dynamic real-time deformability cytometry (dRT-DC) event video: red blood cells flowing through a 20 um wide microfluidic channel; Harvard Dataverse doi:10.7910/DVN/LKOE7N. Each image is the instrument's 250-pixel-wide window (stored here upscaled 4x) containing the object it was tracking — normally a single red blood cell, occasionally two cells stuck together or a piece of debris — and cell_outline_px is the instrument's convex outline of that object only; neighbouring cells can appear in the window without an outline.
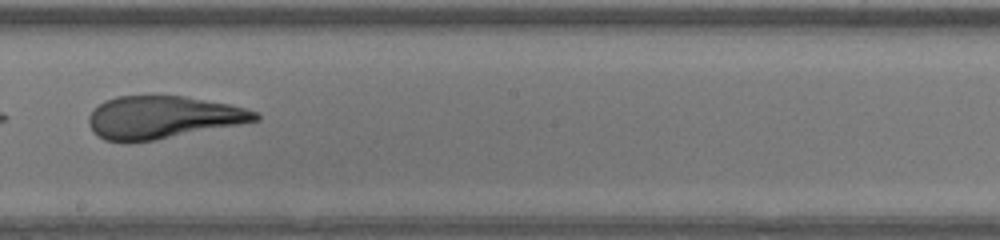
{"species": "human", "species_latin": "Homo sapiens", "temperature_condition": "warm", "stored_images_in_passage": 32, "camera_frame_rate_fps": 3000, "um_per_image_px": 0.085, "donor": {"sex": "male"}, "frame": {"image": 1, "passage_image": 14, "time_ms": 4.333, "image_size_px": [1000, 240], "cell_outline_px": [[260, 120], [156, 140], [128, 144], [104, 140], [92, 132], [88, 124], [88, 116], [104, 100], [116, 96], [184, 96], [228, 104], [244, 108], [256, 112], [260, 116]], "centroid_in_image_um": [13.77, 10.0], "position_along_channel_um": 234.4, "area_um2": 41.5}}
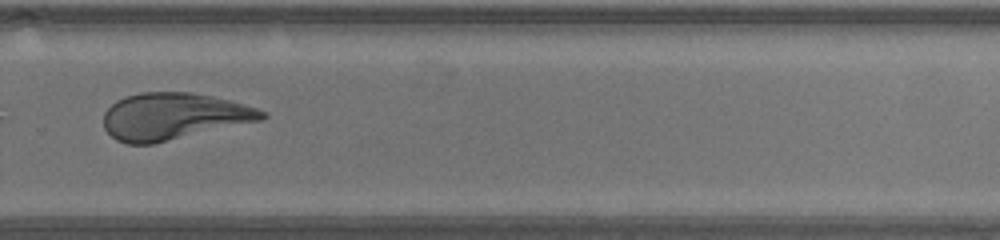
{"frame": {"image": 2, "passage_image": 19, "time_ms": 6.0, "image_size_px": [1000, 240], "cell_outline_px": [[268, 116], [260, 120], [152, 144], [128, 144], [116, 140], [104, 128], [104, 112], [116, 100], [140, 92], [192, 92], [232, 100], [268, 112]], "centroid_in_image_um": [14.75, 9.88], "position_along_channel_um": 315.1, "area_um2": 43.0}}